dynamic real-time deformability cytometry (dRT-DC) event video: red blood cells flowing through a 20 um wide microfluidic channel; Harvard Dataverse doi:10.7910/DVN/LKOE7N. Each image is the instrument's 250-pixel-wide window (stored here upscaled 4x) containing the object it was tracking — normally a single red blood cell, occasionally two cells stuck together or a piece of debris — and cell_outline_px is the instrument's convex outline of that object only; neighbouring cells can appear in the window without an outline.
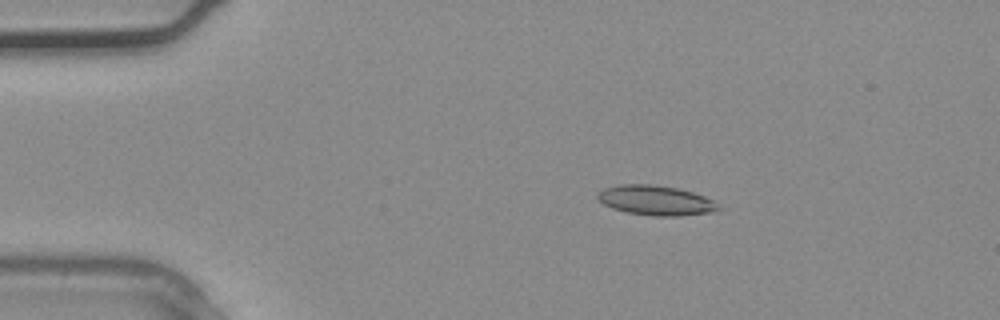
{"species": "common noctule bat (a hibernating species)", "species_latin": "Nyctalus noctula", "temperature_condition": "warm", "stored_images_in_passage": 3, "camera_frame_rate_fps": 3000, "um_per_image_px": 0.085, "animal": {"sex": "male", "body_mass_g": 20.4}, "frame": {"image": 1, "passage_image": 2, "time_ms": 0.333, "image_size_px": [1000, 320], "cell_outline_px": [[724, 208], [716, 212], [680, 216], [652, 216], [628, 212], [612, 208], [604, 204], [596, 196], [596, 192], [604, 188], [620, 184], [652, 184], [676, 188], [692, 192], [704, 196], [720, 204]], "centroid_in_image_um": [55.78, 17.04], "position_along_channel_um": 29.2, "area_um2": 21.21}}
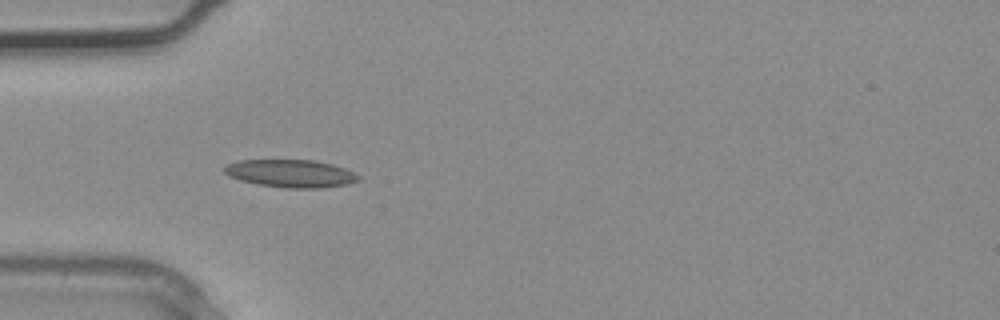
{"frame": {"image": 2, "passage_image": 3, "time_ms": 0.667, "image_size_px": [1000, 320], "cell_outline_px": [[360, 180], [348, 184], [320, 188], [288, 188], [260, 184], [240, 180], [228, 176], [224, 172], [224, 168], [228, 164], [240, 160], [316, 160], [332, 164], [344, 168], [360, 176]], "centroid_in_image_um": [24.73, 14.74], "position_along_channel_um": 60.3, "area_um2": 21.56}}